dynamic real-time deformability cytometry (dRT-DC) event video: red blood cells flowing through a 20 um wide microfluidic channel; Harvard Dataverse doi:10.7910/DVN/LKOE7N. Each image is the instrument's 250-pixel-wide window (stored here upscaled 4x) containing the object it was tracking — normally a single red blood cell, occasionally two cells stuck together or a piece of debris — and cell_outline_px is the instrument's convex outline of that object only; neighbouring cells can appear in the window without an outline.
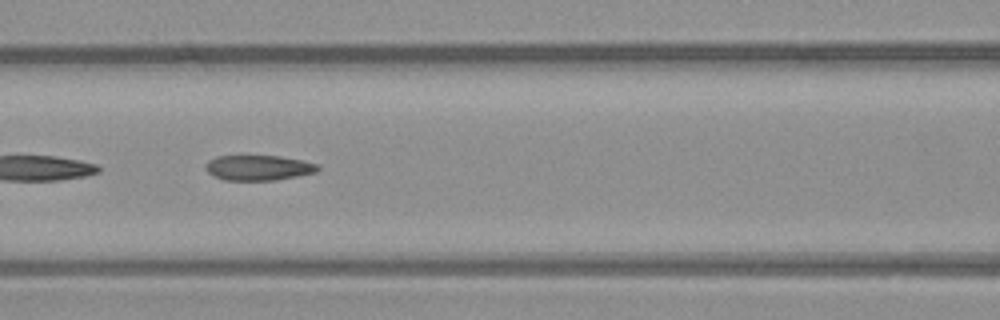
{"species": "common noctule bat (a hibernating species)", "species_latin": "Nyctalus noctula", "temperature_condition": "warm", "stored_images_in_passage": 51, "camera_frame_rate_fps": 3000, "um_per_image_px": 0.085, "animal": {"sex": "male", "body_mass_g": 23.1, "forearm_length_mm": 52.7}, "frame": {"image": 1, "passage_image": 22, "time_ms": 7.0, "image_size_px": [1000, 320], "cell_outline_px": [[320, 168], [316, 172], [276, 180], [224, 180], [208, 172], [204, 168], [208, 160], [216, 156], [280, 156], [320, 164]], "centroid_in_image_um": [21.97, 14.25], "position_along_channel_um": 144.6, "area_um2": 16.42}}
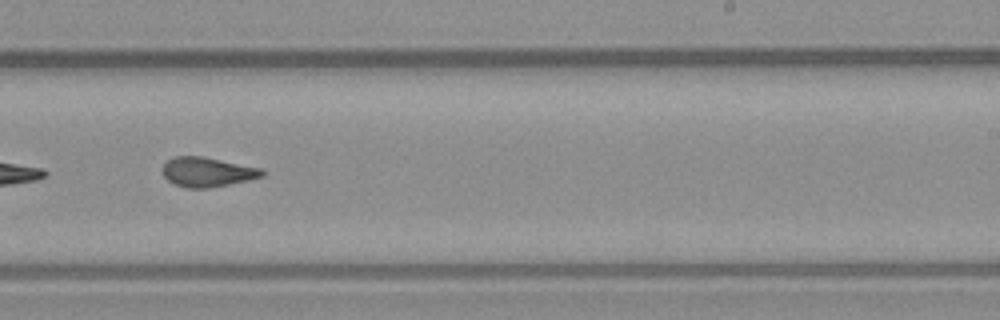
{"frame": {"image": 2, "passage_image": 32, "time_ms": 10.333, "image_size_px": [1000, 320], "cell_outline_px": [[264, 176], [248, 180], [208, 188], [188, 188], [176, 184], [168, 180], [164, 176], [164, 164], [168, 160], [176, 156], [204, 156], [264, 168]], "centroid_in_image_um": [17.68, 14.6], "position_along_channel_um": 271.3, "area_um2": 17.11}}
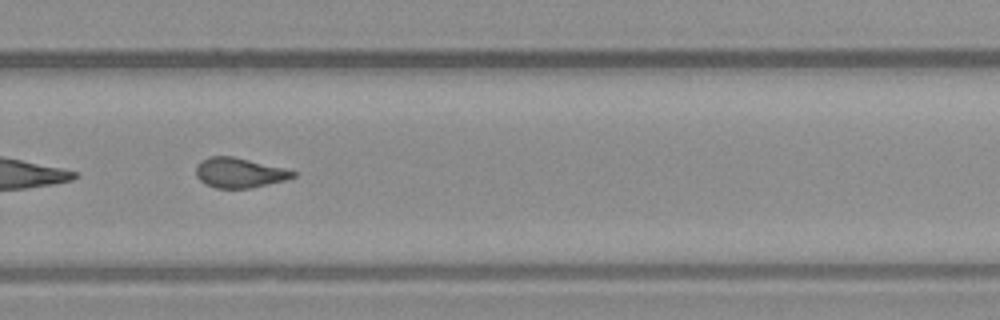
{"frame": {"image": 3, "passage_image": 35, "time_ms": 11.333, "image_size_px": [1000, 320], "cell_outline_px": [[296, 176], [284, 180], [252, 188], [216, 188], [200, 180], [196, 176], [196, 164], [200, 160], [208, 156], [232, 156], [288, 168], [296, 172]], "centroid_in_image_um": [20.35, 14.67], "position_along_channel_um": 309.4, "area_um2": 17.05}, "authors_computed_cell_mechanics": {"area_um2": 17.1666, "velocity_mm_per_s": 3.8172, "shape_relaxation_time_tau1_ms": null, "shape_relaxation_time_tau2_ms": 2.4043, "deformation_change_tau1": null, "deformation_change_tau2": 0.1012}}